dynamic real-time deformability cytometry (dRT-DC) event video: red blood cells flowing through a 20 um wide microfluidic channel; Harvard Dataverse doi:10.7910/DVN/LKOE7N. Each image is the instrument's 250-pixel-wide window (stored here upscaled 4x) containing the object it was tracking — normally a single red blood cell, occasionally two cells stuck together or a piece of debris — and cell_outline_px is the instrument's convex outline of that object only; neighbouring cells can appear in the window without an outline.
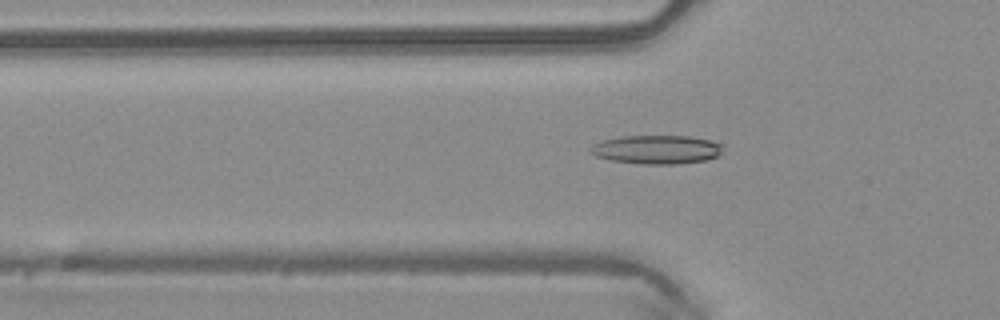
{"species": "common noctule bat (a hibernating species)", "species_latin": "Nyctalus noctula", "temperature_condition": "warm", "stored_images_in_passage": 35, "camera_frame_rate_fps": 3000, "um_per_image_px": 0.085, "animal": {"sex": "male", "body_mass_g": 20.4}, "frame": {"image": 1, "passage_image": 2, "time_ms": 0.333, "image_size_px": [1000, 320], "cell_outline_px": [[724, 144], [720, 152], [716, 156], [704, 160], [676, 164], [644, 164], [612, 160], [596, 156], [588, 152], [588, 148], [592, 144], [604, 140], [620, 136], [688, 136], [712, 140]], "centroid_in_image_um": [55.79, 12.7], "position_along_channel_um": 70.0, "area_um2": 22.2}}
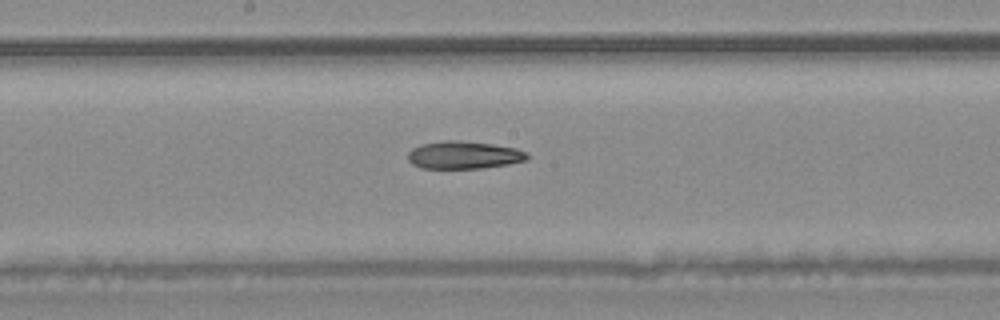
{"frame": {"image": 2, "passage_image": 12, "time_ms": 3.667, "image_size_px": [1000, 320], "cell_outline_px": [[528, 160], [508, 164], [480, 168], [420, 168], [412, 164], [408, 160], [408, 152], [412, 148], [420, 144], [440, 140], [456, 140], [492, 144], [516, 148], [524, 152], [528, 156]], "centroid_in_image_um": [39.37, 13.17], "position_along_channel_um": 208.8, "area_um2": 19.25}}
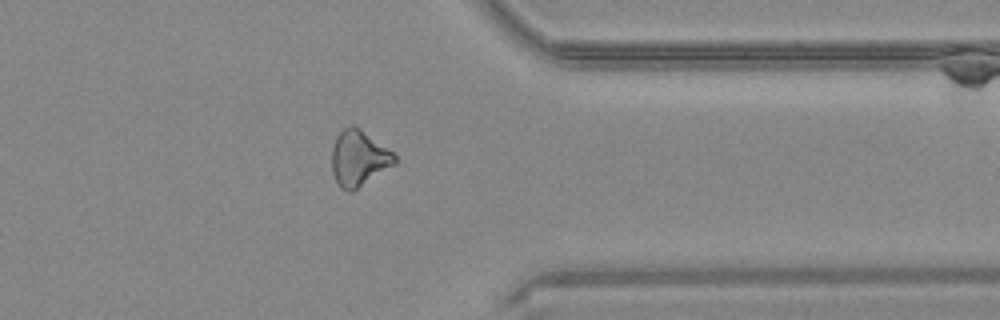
{"frame": {"image": 3, "passage_image": 25, "time_ms": 8.0, "image_size_px": [1000, 320], "cell_outline_px": [[396, 164], [352, 192], [348, 192], [340, 188], [336, 184], [332, 172], [332, 148], [336, 136], [348, 124], [352, 124], [360, 128], [392, 152], [396, 156]], "centroid_in_image_um": [30.47, 13.47], "position_along_channel_um": 380.9, "area_um2": 20.58}, "authors_computed_cell_mechanics": {"area_um2": 19.941, "velocity_mm_per_s": 4.1495, "shape_relaxation_time_tau1_ms": null, "shape_relaxation_time_tau2_ms": 7.7768, "deformation_change_tau1": null, "deformation_change_tau2": 0.2213}}